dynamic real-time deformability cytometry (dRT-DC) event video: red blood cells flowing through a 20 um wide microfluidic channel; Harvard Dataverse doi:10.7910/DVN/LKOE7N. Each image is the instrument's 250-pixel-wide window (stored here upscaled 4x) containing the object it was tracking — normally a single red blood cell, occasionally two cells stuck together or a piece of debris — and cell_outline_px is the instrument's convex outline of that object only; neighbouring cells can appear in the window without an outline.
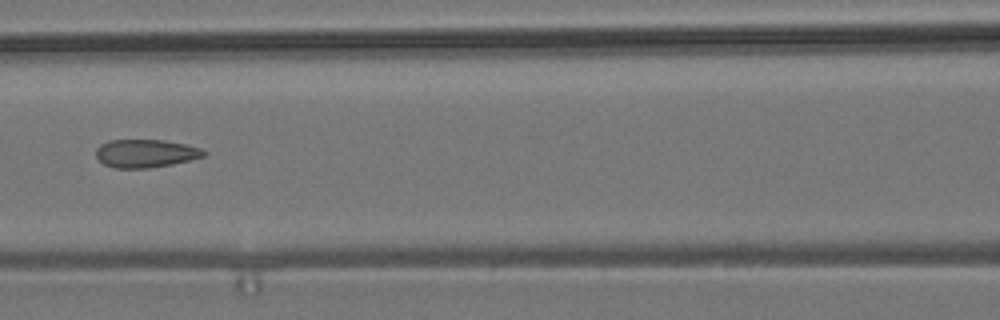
{"species": "common noctule bat (a hibernating species)", "species_latin": "Nyctalus noctula", "temperature_condition": "room temperature", "stored_images_in_passage": 7, "camera_frame_rate_fps": 3000, "um_per_image_px": 0.085, "animal": {"sex": "male", "body_mass_g": 19.2, "forearm_length_mm": 51.8}, "frame": {"image": 1, "passage_image": 6, "time_ms": 6.0, "image_size_px": [1000, 320], "cell_outline_px": [[208, 152], [204, 156], [172, 164], [148, 168], [116, 168], [104, 164], [96, 156], [96, 148], [100, 144], [108, 140], [164, 140], [184, 144], [200, 148]], "centroid_in_image_um": [12.36, 13.03], "position_along_channel_um": 154.2, "area_um2": 17.57}}
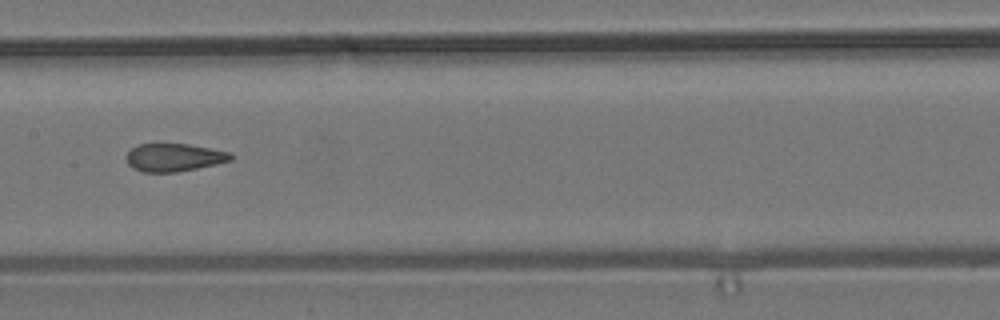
{"frame": {"image": 2, "passage_image": 7, "time_ms": 7.0, "image_size_px": [1000, 320], "cell_outline_px": [[236, 156], [232, 160], [216, 164], [176, 172], [144, 172], [132, 168], [128, 164], [124, 156], [136, 144], [188, 144], [232, 152]], "centroid_in_image_um": [14.8, 13.38], "position_along_channel_um": 192.6, "area_um2": 17.17}}